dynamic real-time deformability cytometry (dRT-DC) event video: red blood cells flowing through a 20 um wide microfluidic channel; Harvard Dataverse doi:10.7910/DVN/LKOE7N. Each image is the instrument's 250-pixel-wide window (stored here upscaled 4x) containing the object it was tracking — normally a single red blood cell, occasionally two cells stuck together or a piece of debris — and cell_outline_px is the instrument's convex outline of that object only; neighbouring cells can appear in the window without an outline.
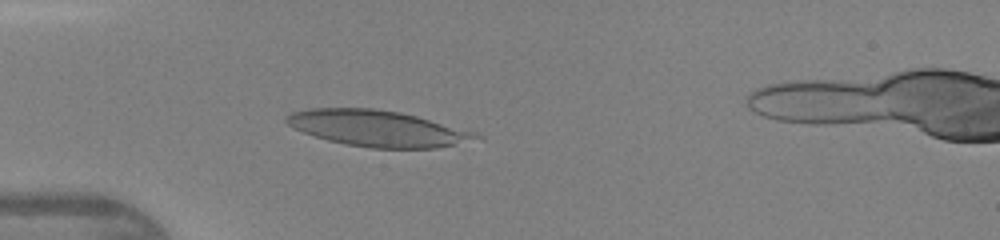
{"species": "human", "species_latin": "Homo sapiens", "temperature_condition": "warm", "stored_images_in_passage": 39, "camera_frame_rate_fps": 3000, "um_per_image_px": 0.085, "donor": {"sex": "female"}, "frame": {"image": 1, "passage_image": 14, "time_ms": 4.333, "image_size_px": [1000, 240], "cell_outline_px": [[484, 140], [436, 148], [372, 148], [348, 144], [328, 140], [304, 132], [288, 124], [284, 120], [284, 116], [292, 112], [308, 108], [376, 108], [400, 112], [416, 116], [476, 132], [484, 136]], "centroid_in_image_um": [32.17, 10.91], "position_along_channel_um": 52.8, "area_um2": 40.0}}
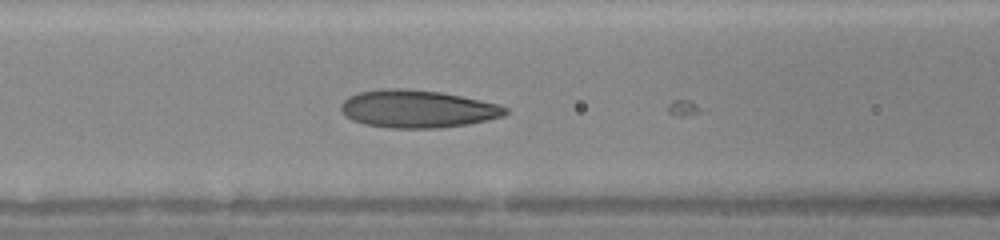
{"frame": {"image": 2, "passage_image": 20, "time_ms": 6.333, "image_size_px": [1000, 240], "cell_outline_px": [[508, 112], [504, 116], [488, 120], [468, 124], [440, 128], [388, 128], [364, 124], [352, 120], [344, 116], [340, 108], [340, 104], [348, 96], [360, 92], [380, 88], [404, 88], [440, 92], [500, 104], [508, 108]], "centroid_in_image_um": [35.47, 9.26], "position_along_channel_um": 131.1, "area_um2": 36.41}}
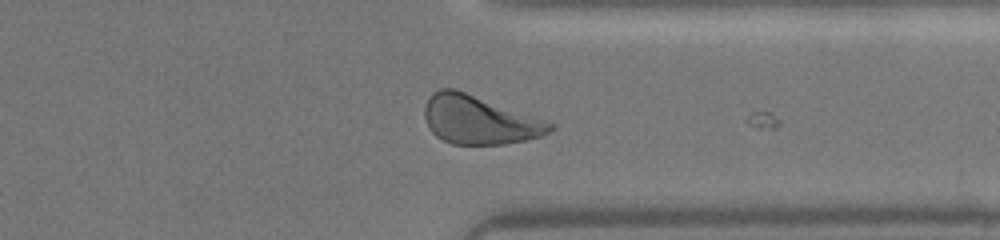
{"frame": {"image": 3, "passage_image": 36, "time_ms": 11.667, "image_size_px": [1000, 240], "cell_outline_px": [[556, 128], [540, 136], [524, 140], [504, 144], [452, 144], [436, 136], [432, 132], [424, 116], [424, 108], [432, 92], [440, 88], [456, 88], [556, 124]], "centroid_in_image_um": [40.73, 10.18], "position_along_channel_um": 370.7, "area_um2": 35.32}}